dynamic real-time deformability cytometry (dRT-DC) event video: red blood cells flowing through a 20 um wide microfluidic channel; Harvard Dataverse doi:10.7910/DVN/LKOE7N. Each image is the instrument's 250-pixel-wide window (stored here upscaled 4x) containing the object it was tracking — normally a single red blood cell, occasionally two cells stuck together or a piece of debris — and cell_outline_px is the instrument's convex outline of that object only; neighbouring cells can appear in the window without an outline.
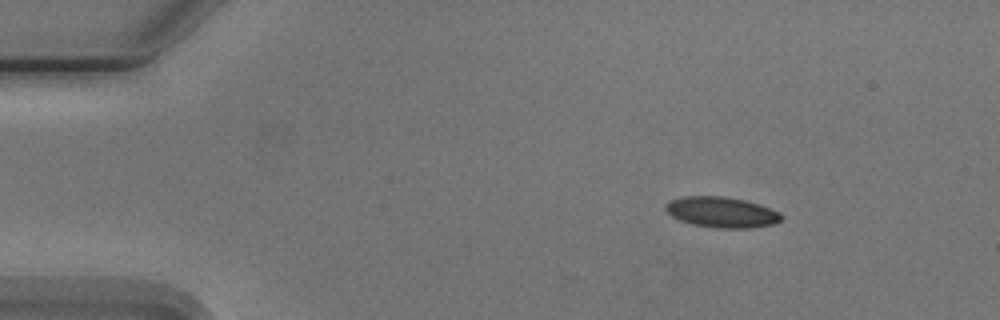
{"species": "Egyptian fruit bat (a non-hibernating species)", "species_latin": "Rousettus aegyptiacus", "temperature_condition": "cold", "stored_images_in_passage": 7, "camera_frame_rate_fps": 3000, "um_per_image_px": 0.085, "animal": {"sex": "male"}, "frame": {"image": 1, "passage_image": 2, "time_ms": 2.333, "image_size_px": [1000, 320], "cell_outline_px": [[784, 216], [776, 224], [752, 228], [716, 228], [692, 224], [680, 220], [672, 216], [664, 208], [664, 204], [672, 200], [684, 196], [724, 196], [744, 200], [760, 204], [780, 212]], "centroid_in_image_um": [61.37, 18.04], "position_along_channel_um": 23.6, "area_um2": 20.81}}
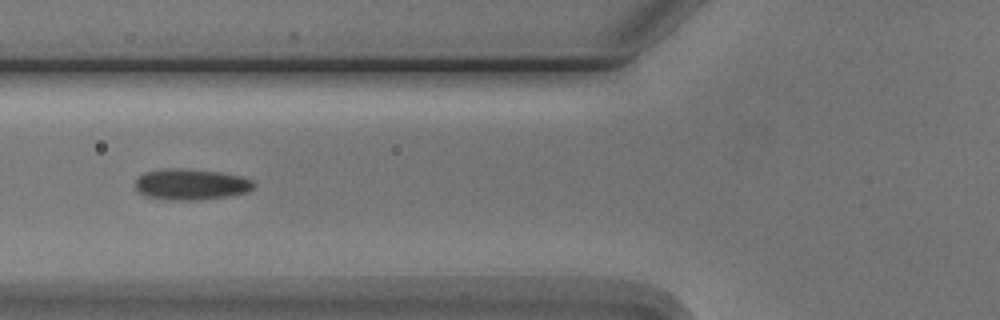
{"frame": {"image": 2, "passage_image": 6, "time_ms": 6.667, "image_size_px": [1000, 320], "cell_outline_px": [[256, 184], [248, 192], [228, 196], [200, 200], [168, 200], [144, 196], [136, 188], [136, 180], [144, 172], [164, 168], [184, 168], [220, 172], [240, 176], [252, 180]], "centroid_in_image_um": [16.23, 15.67], "position_along_channel_um": 109.6, "area_um2": 21.56}}
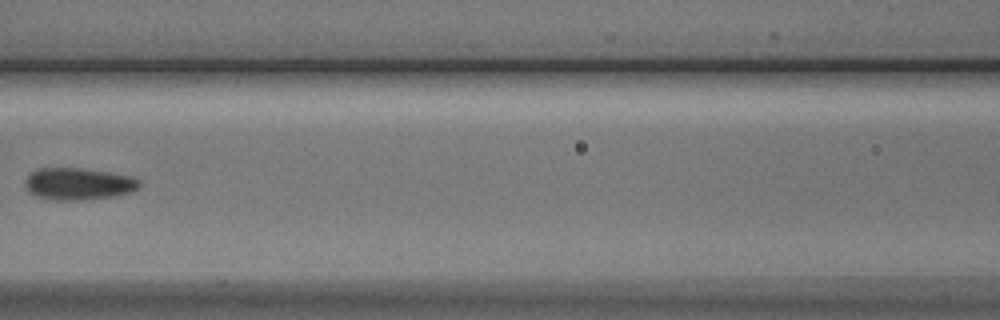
{"frame": {"image": 3, "passage_image": 7, "time_ms": 8.0, "image_size_px": [1000, 320], "cell_outline_px": [[140, 184], [136, 188], [128, 192], [116, 196], [84, 200], [44, 200], [32, 196], [28, 192], [24, 184], [24, 180], [32, 172], [40, 168], [80, 168], [108, 172], [132, 176], [140, 180]], "centroid_in_image_um": [6.59, 15.64], "position_along_channel_um": 160.0, "area_um2": 21.56}}